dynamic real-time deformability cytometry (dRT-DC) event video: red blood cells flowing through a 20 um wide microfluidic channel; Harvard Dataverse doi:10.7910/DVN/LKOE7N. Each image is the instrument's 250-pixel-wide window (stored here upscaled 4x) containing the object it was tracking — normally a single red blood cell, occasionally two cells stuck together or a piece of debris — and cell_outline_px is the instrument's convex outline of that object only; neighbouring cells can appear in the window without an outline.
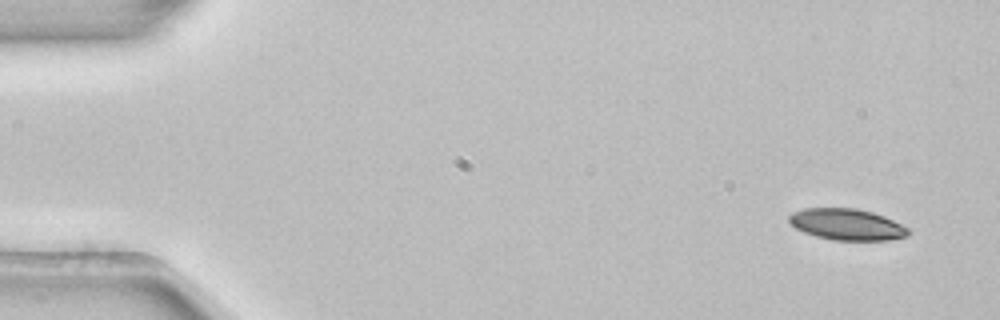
{"species": "common noctule bat (a hibernating species)", "species_latin": "Nyctalus noctula", "temperature_condition": "room temperature", "stored_images_in_passage": 4, "camera_frame_rate_fps": 3000, "um_per_image_px": 0.085, "animal": {"sex": "female", "body_mass_g": 22.7, "forearm_length_mm": 54.2}, "frame": {"image": 1, "passage_image": 1, "time_ms": 0.0, "image_size_px": [1000, 320], "cell_outline_px": [[912, 232], [908, 236], [888, 240], [836, 240], [816, 236], [804, 232], [796, 228], [788, 220], [788, 216], [792, 212], [804, 208], [856, 208], [872, 212], [884, 216], [908, 228]], "centroid_in_image_um": [71.99, 19.07], "position_along_channel_um": 13.0, "area_um2": 21.73}}
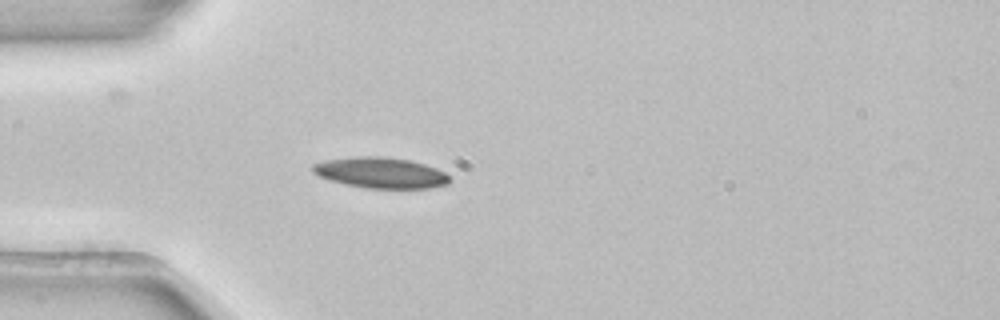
{"frame": {"image": 2, "passage_image": 4, "time_ms": 1.0, "image_size_px": [1000, 320], "cell_outline_px": [[452, 180], [448, 184], [428, 188], [364, 188], [344, 184], [328, 180], [312, 172], [312, 164], [324, 160], [356, 156], [384, 156], [408, 160], [424, 164], [436, 168], [452, 176]], "centroid_in_image_um": [32.36, 14.68], "position_along_channel_um": 52.6, "area_um2": 24.8}}